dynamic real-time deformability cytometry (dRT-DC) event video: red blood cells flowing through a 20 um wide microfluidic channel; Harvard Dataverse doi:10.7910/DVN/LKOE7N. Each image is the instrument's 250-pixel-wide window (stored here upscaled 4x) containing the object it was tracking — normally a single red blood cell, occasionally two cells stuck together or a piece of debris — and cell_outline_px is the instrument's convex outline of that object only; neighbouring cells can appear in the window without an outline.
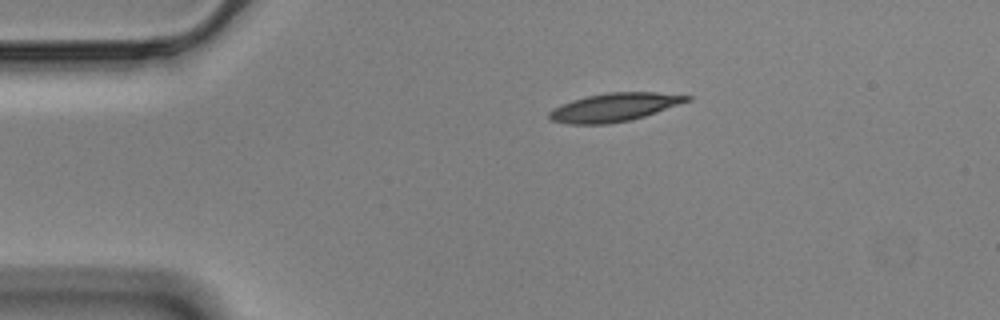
{"species": "Egyptian fruit bat (a non-hibernating species)", "species_latin": "Rousettus aegyptiacus", "temperature_condition": "cold", "stored_images_in_passage": 47, "camera_frame_rate_fps": 3000, "um_per_image_px": 0.085, "animal": {"sex": "male"}, "frame": {"image": 1, "passage_image": 1, "time_ms": 0.0, "image_size_px": [1000, 320], "cell_outline_px": [[692, 100], [632, 120], [608, 124], [568, 124], [552, 120], [548, 116], [548, 112], [572, 100], [588, 96], [608, 92], [656, 92], [692, 96]], "centroid_in_image_um": [52.25, 9.12], "position_along_channel_um": 32.7, "area_um2": 22.54}}
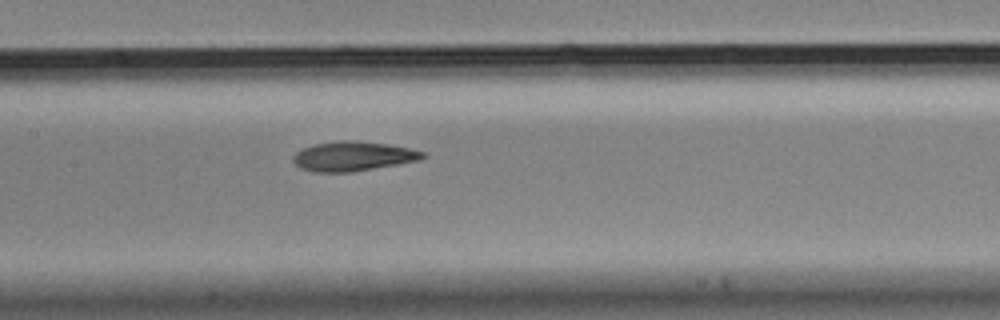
{"frame": {"image": 2, "passage_image": 17, "time_ms": 5.333, "image_size_px": [1000, 320], "cell_outline_px": [[428, 156], [420, 160], [352, 172], [312, 172], [300, 168], [292, 160], [292, 156], [296, 152], [304, 148], [316, 144], [344, 140], [352, 140], [388, 144], [408, 148], [424, 152]], "centroid_in_image_um": [30.01, 13.29], "position_along_channel_um": 177.4, "area_um2": 22.2}}
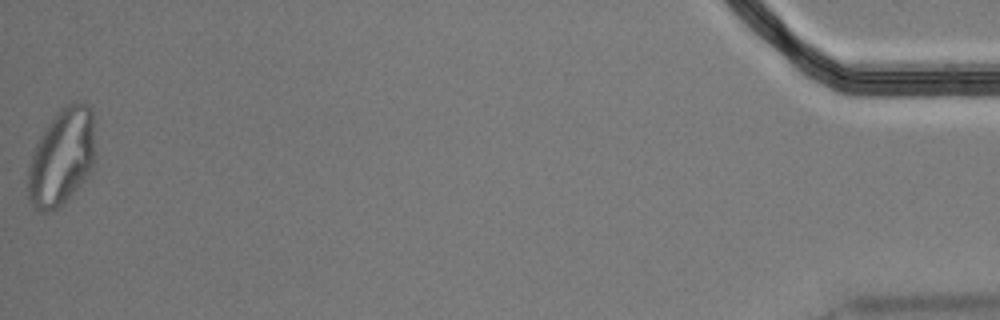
{"frame": {"image": 3, "passage_image": 47, "time_ms": 15.333, "image_size_px": [1000, 320], "cell_outline_px": [[92, 168], [84, 180], [56, 208], [48, 212], [40, 212], [32, 204], [28, 196], [28, 164], [32, 152], [40, 136], [48, 124], [60, 108], [76, 100], [88, 104], [92, 108]], "centroid_in_image_um": [5.2, 13.33], "position_along_channel_um": 430.0, "area_um2": 37.11}, "authors_computed_cell_mechanics": {"area_um2": 22.6576, "velocity_mm_per_s": 3.4958, "shape_relaxation_time_tau1_ms": null, "shape_relaxation_time_tau2_ms": 2.1445, "deformation_change_tau1": null, "deformation_change_tau2": 0.092}}